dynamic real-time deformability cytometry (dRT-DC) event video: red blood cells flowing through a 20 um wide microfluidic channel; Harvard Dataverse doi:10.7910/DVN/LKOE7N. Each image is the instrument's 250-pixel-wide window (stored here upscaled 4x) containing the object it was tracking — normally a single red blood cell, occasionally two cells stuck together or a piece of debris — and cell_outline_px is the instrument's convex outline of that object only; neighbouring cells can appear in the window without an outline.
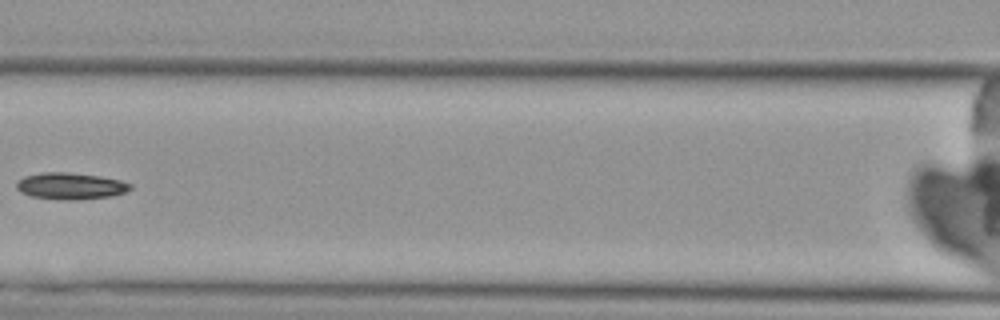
{"species": "Egyptian fruit bat (a non-hibernating species)", "species_latin": "Rousettus aegyptiacus", "temperature_condition": "cold", "stored_images_in_passage": 7, "camera_frame_rate_fps": 3000, "um_per_image_px": 0.085, "animal": {"sex": "female"}, "frame": {"image": 1, "passage_image": 6, "time_ms": 7.333, "image_size_px": [1000, 320], "cell_outline_px": [[132, 188], [128, 192], [112, 196], [76, 200], [68, 200], [32, 196], [20, 192], [16, 188], [16, 180], [24, 176], [44, 172], [68, 172], [100, 176], [120, 180], [132, 184]], "centroid_in_image_um": [6.01, 15.8], "position_along_channel_um": 160.6, "area_um2": 17.8}}
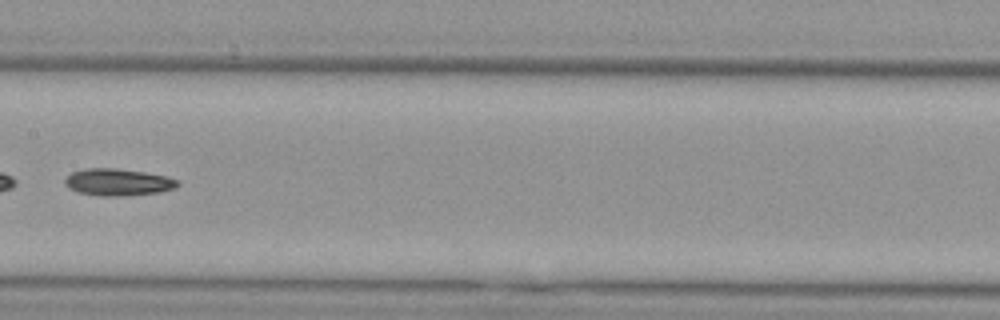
{"frame": {"image": 2, "passage_image": 7, "time_ms": 8.333, "image_size_px": [1000, 320], "cell_outline_px": [[180, 184], [176, 188], [160, 192], [120, 196], [104, 196], [76, 192], [68, 188], [64, 184], [64, 180], [72, 172], [84, 168], [116, 168], [144, 172], [168, 176], [180, 180]], "centroid_in_image_um": [10.04, 15.48], "position_along_channel_um": 197.4, "area_um2": 17.92}}